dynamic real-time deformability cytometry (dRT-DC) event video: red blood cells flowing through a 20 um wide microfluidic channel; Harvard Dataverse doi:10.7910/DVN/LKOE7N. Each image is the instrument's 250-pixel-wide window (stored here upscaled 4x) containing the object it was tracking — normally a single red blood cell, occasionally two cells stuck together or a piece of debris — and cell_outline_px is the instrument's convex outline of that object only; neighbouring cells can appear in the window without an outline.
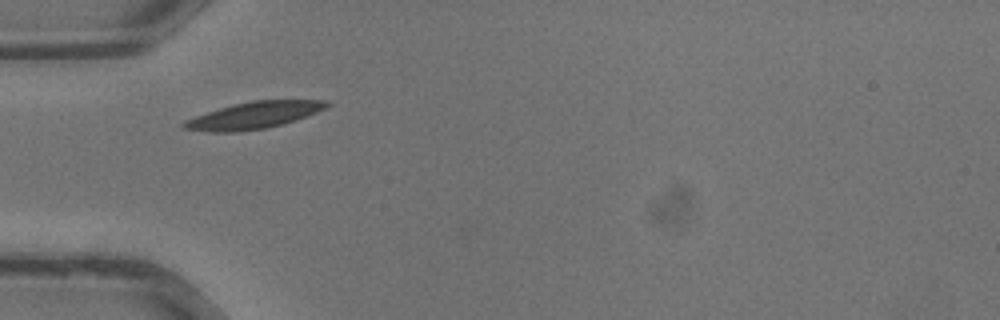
{"species": "common noctule bat (a hibernating species)", "species_latin": "Nyctalus noctula", "temperature_condition": "warm", "stored_images_in_passage": 18, "camera_frame_rate_fps": 3000, "um_per_image_px": 0.085, "animal": {"sex": "male", "body_mass_g": 13.3}, "frame": {"image": 1, "passage_image": 1, "time_ms": 0.0, "image_size_px": [1000, 320], "cell_outline_px": [[332, 104], [328, 108], [284, 124], [264, 128], [236, 132], [208, 132], [180, 128], [180, 124], [184, 120], [232, 104], [252, 100], [324, 100]], "centroid_in_image_um": [21.56, 9.8], "position_along_channel_um": 63.4, "area_um2": 22.43}}
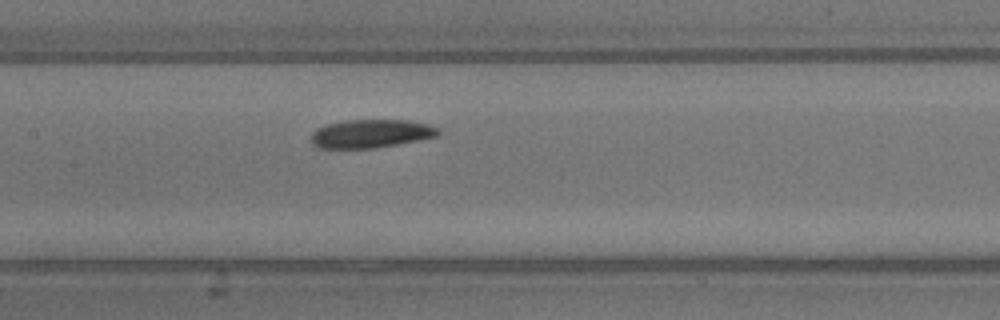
{"frame": {"image": 2, "passage_image": 7, "time_ms": 2.0, "image_size_px": [1000, 320], "cell_outline_px": [[440, 132], [436, 136], [420, 140], [372, 148], [316, 148], [312, 144], [312, 132], [316, 128], [324, 124], [344, 120], [408, 120], [428, 124], [440, 128]], "centroid_in_image_um": [31.5, 11.35], "position_along_channel_um": 175.9, "area_um2": 21.15}}
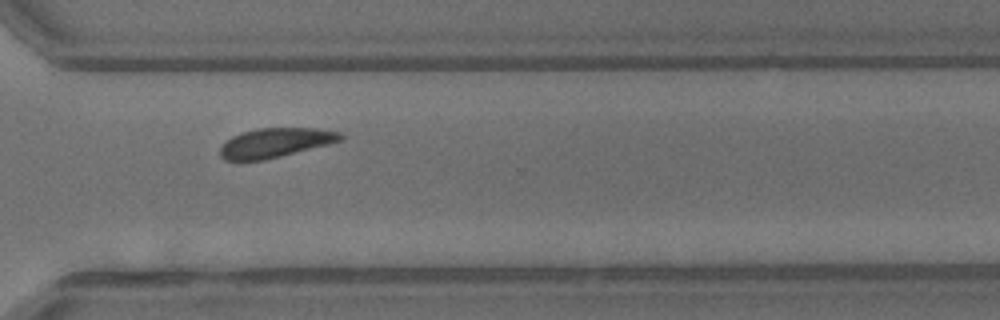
{"frame": {"image": 3, "passage_image": 16, "time_ms": 5.0, "image_size_px": [1000, 320], "cell_outline_px": [[344, 140], [264, 160], [224, 160], [220, 156], [220, 148], [232, 136], [256, 128], [320, 128], [340, 132], [344, 136]], "centroid_in_image_um": [23.44, 12.12], "position_along_channel_um": 347.2, "area_um2": 20.46}}